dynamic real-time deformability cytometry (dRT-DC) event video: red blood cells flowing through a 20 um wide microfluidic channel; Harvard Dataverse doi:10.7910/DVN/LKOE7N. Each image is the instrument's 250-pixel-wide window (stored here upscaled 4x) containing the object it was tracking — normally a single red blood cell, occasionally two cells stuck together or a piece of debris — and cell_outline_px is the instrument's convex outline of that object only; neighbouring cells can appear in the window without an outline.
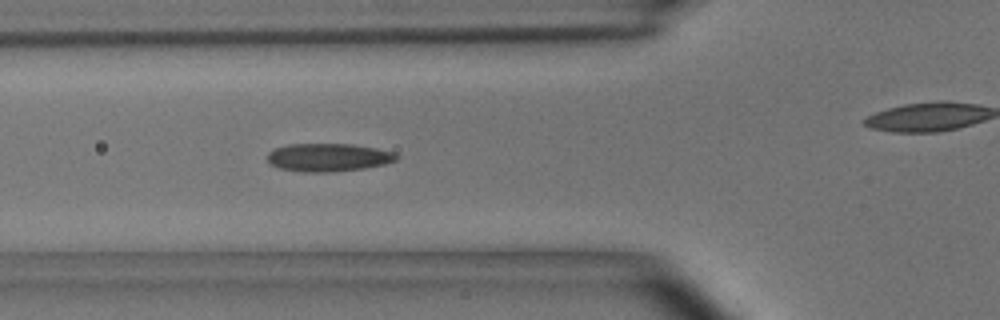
{"species": "common noctule bat (a hibernating species)", "species_latin": "Nyctalus noctula", "temperature_condition": "room temperature", "stored_images_in_passage": 39, "camera_frame_rate_fps": 3000, "um_per_image_px": 0.085, "animal": {"sex": "male", "body_mass_g": 15.6}, "frame": {"image": 1, "passage_image": 12, "time_ms": 3.667, "image_size_px": [1000, 320], "cell_outline_px": [[400, 156], [396, 160], [384, 164], [364, 168], [328, 172], [304, 172], [280, 168], [268, 164], [268, 152], [276, 148], [288, 144], [352, 144], [376, 148], [396, 152]], "centroid_in_image_um": [27.92, 13.37], "position_along_channel_um": 97.9, "area_um2": 21.15}}
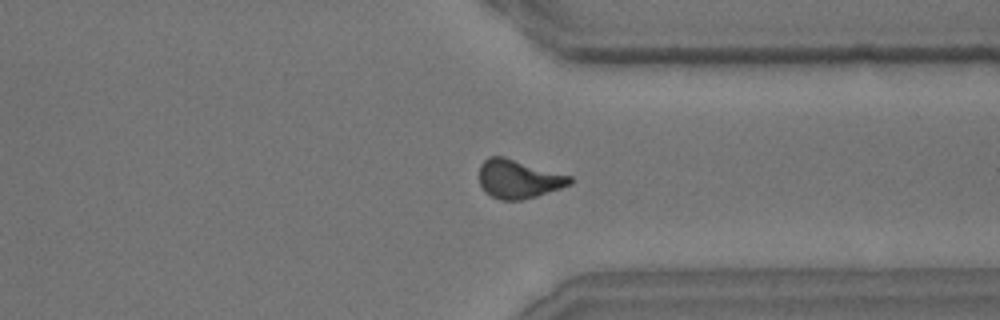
{"frame": {"image": 2, "passage_image": 34, "time_ms": 11.0, "image_size_px": [1000, 320], "cell_outline_px": [[572, 184], [536, 196], [520, 200], [500, 200], [492, 196], [480, 184], [480, 164], [488, 156], [504, 156], [572, 176]], "centroid_in_image_um": [44.09, 15.2], "position_along_channel_um": 367.3, "area_um2": 20.29}, "authors_computed_cell_mechanics": {"area_um2": 20.4612, "velocity_mm_per_s": 3.6789, "shape_relaxation_time_tau1_ms": 6.639, "shape_relaxation_time_tau2_ms": 3.5615, "deformation_change_tau1": 0.1772, "deformation_change_tau2": 0.1006}}